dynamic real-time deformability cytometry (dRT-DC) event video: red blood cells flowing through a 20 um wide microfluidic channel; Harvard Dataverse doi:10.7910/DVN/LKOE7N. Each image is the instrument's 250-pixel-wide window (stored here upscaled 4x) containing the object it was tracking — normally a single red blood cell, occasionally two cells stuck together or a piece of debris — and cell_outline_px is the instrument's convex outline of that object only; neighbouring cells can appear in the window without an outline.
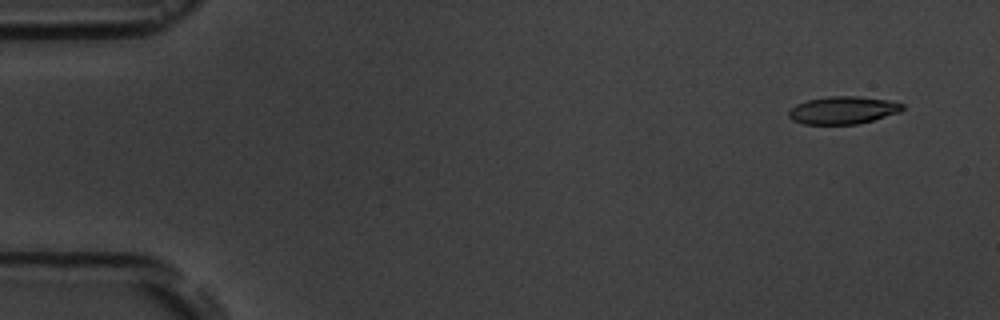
{"species": "common noctule bat (a hibernating species)", "species_latin": "Nyctalus noctula", "temperature_condition": "room temperature", "stored_images_in_passage": 6, "camera_frame_rate_fps": 3000, "um_per_image_px": 0.085, "animal": {"sex": "male", "body_mass_g": 19.5, "forearm_length_mm": 54.6}, "frame": {"image": 1, "passage_image": 1, "time_ms": 0.0, "image_size_px": [1000, 320], "cell_outline_px": [[904, 108], [900, 112], [872, 120], [856, 124], [804, 124], [792, 120], [788, 116], [788, 112], [796, 104], [808, 100], [828, 96], [856, 96], [888, 100], [904, 104]], "centroid_in_image_um": [71.64, 9.36], "position_along_channel_um": 13.4, "area_um2": 18.21}}
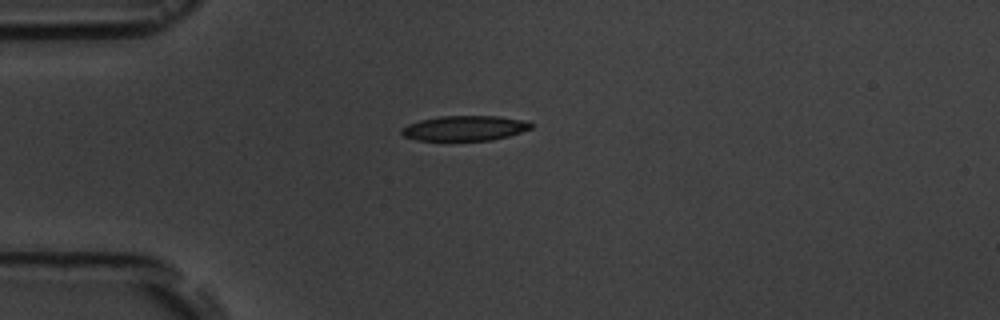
{"frame": {"image": 2, "passage_image": 4, "time_ms": 3.667, "image_size_px": [1000, 320], "cell_outline_px": [[536, 124], [532, 128], [508, 136], [492, 140], [416, 140], [404, 136], [400, 132], [400, 128], [408, 124], [420, 120], [440, 116], [500, 116], [528, 120]], "centroid_in_image_um": [39.54, 10.88], "position_along_channel_um": 45.5, "area_um2": 19.07}}
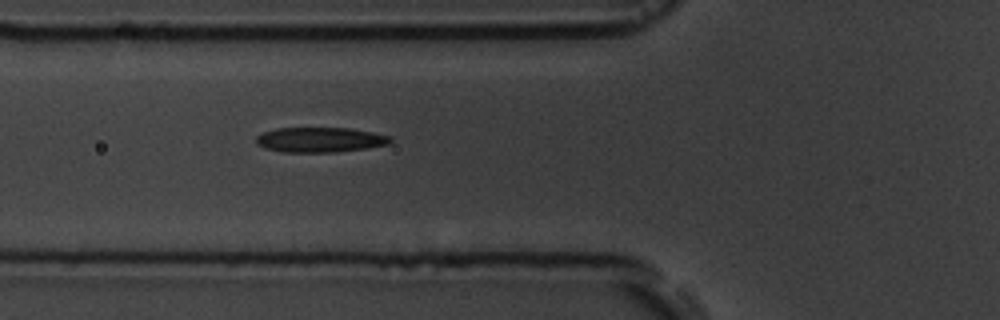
{"frame": {"image": 3, "passage_image": 6, "time_ms": 5.667, "image_size_px": [1000, 320], "cell_outline_px": [[392, 140], [388, 144], [364, 148], [332, 152], [280, 152], [264, 148], [256, 144], [256, 136], [264, 132], [276, 128], [352, 128], [392, 136]], "centroid_in_image_um": [27.17, 11.87], "position_along_channel_um": 98.6, "area_um2": 19.54}}